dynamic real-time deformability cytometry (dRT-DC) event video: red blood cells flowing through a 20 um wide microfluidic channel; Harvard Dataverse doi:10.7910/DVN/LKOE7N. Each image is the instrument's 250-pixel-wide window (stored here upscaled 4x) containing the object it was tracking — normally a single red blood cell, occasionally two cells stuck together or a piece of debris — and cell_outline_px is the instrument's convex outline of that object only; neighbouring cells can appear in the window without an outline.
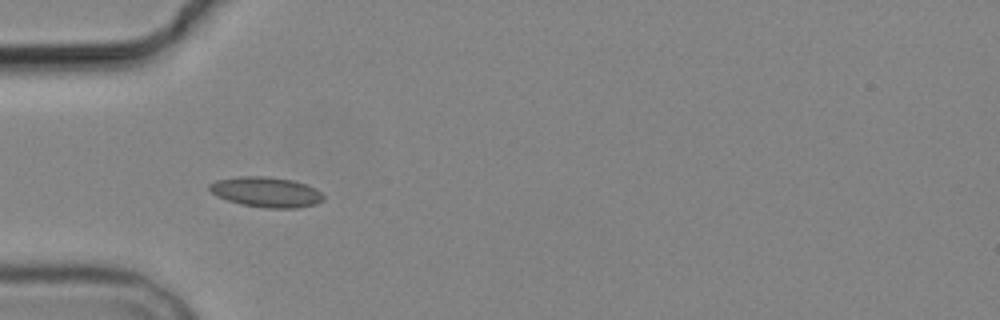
{"species": "common noctule bat (a hibernating species)", "species_latin": "Nyctalus noctula", "temperature_condition": "cold", "stored_images_in_passage": 3, "camera_frame_rate_fps": 3000, "um_per_image_px": 0.085, "animal": {"sex": "male", "body_mass_g": 19.2, "forearm_length_mm": 51.8}, "frame": {"image": 1, "passage_image": 3, "time_ms": 2.333, "image_size_px": [1000, 320], "cell_outline_px": [[324, 200], [316, 204], [296, 208], [264, 208], [240, 204], [216, 196], [208, 188], [208, 184], [216, 180], [240, 176], [264, 176], [292, 180], [316, 188], [324, 196]], "centroid_in_image_um": [22.62, 16.33], "position_along_channel_um": 62.4, "area_um2": 20.11}}